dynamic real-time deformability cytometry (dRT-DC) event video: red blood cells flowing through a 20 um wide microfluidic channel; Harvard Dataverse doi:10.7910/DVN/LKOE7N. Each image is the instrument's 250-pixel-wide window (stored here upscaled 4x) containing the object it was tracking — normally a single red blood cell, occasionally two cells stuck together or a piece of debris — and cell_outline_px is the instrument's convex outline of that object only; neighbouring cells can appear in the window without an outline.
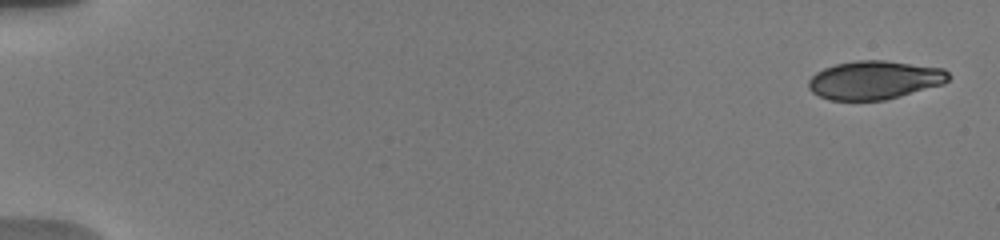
{"species": "human", "species_latin": "Homo sapiens", "temperature_condition": "warm", "stored_images_in_passage": 8, "camera_frame_rate_fps": 3000, "um_per_image_px": 0.085, "donor": {"sex": "male"}, "frame": {"image": 1, "passage_image": 1, "time_ms": 0.0, "image_size_px": [1000, 240], "cell_outline_px": [[948, 80], [944, 84], [900, 96], [884, 100], [828, 100], [812, 92], [808, 88], [808, 80], [816, 72], [824, 68], [836, 64], [856, 60], [884, 60], [944, 68], [948, 72]], "centroid_in_image_um": [74.32, 6.8], "position_along_channel_um": 10.7, "area_um2": 31.44}}